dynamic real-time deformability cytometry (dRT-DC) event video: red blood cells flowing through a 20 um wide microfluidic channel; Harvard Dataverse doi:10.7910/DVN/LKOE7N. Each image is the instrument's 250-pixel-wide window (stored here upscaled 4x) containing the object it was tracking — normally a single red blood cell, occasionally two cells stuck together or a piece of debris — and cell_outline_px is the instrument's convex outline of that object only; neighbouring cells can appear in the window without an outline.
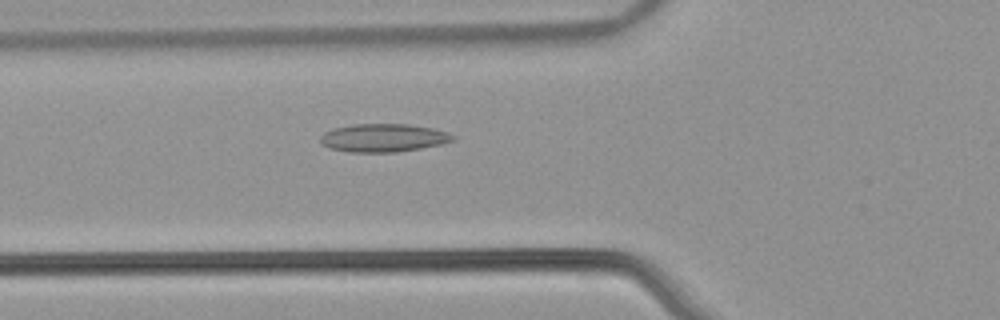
{"species": "common noctule bat (a hibernating species)", "species_latin": "Nyctalus noctula", "temperature_condition": "warm", "stored_images_in_passage": 53, "camera_frame_rate_fps": 3000, "um_per_image_px": 0.085, "animal": {"sex": "male", "body_mass_g": 21.5, "forearm_length_mm": 52.0}, "frame": {"image": 1, "passage_image": 19, "time_ms": 6.0, "image_size_px": [1000, 320], "cell_outline_px": [[456, 136], [452, 140], [440, 144], [420, 148], [396, 152], [348, 152], [328, 148], [320, 144], [320, 136], [324, 132], [332, 128], [352, 124], [408, 124], [432, 128], [448, 132]], "centroid_in_image_um": [32.52, 11.71], "position_along_channel_um": 93.3, "area_um2": 21.85}}
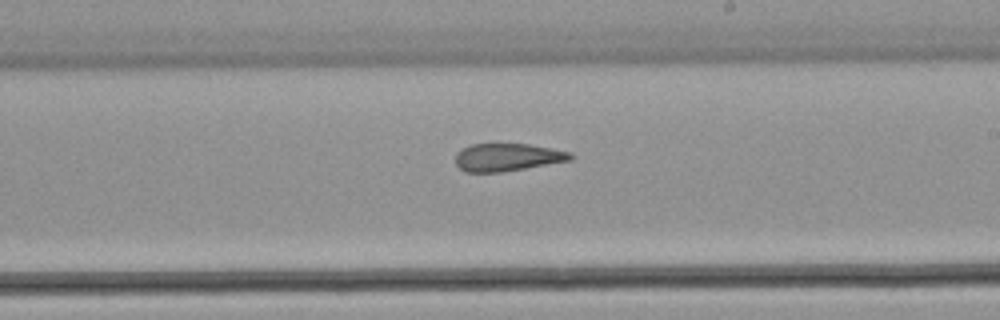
{"frame": {"image": 2, "passage_image": 31, "time_ms": 10.0, "image_size_px": [1000, 320], "cell_outline_px": [[576, 156], [572, 160], [500, 172], [464, 172], [456, 164], [456, 152], [472, 144], [528, 144], [552, 148], [572, 152]], "centroid_in_image_um": [43.16, 13.36], "position_along_channel_um": 245.8, "area_um2": 18.55}}
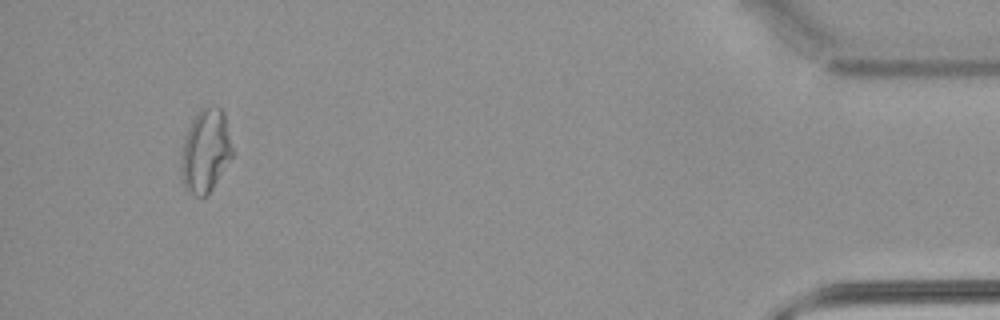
{"frame": {"image": 3, "passage_image": 50, "time_ms": 16.333, "image_size_px": [1000, 320], "cell_outline_px": [[232, 156], [208, 196], [196, 196], [184, 188], [184, 140], [188, 128], [196, 112], [200, 108], [220, 108], [224, 112], [232, 148]], "centroid_in_image_um": [17.51, 12.82], "position_along_channel_um": 417.7, "area_um2": 23.87}, "authors_computed_cell_mechanics": {"area_um2": 21.8484, "velocity_mm_per_s": 3.8134, "shape_relaxation_time_tau1_ms": null, "shape_relaxation_time_tau2_ms": 3.2014, "deformation_change_tau1": null, "deformation_change_tau2": 0.1272}}